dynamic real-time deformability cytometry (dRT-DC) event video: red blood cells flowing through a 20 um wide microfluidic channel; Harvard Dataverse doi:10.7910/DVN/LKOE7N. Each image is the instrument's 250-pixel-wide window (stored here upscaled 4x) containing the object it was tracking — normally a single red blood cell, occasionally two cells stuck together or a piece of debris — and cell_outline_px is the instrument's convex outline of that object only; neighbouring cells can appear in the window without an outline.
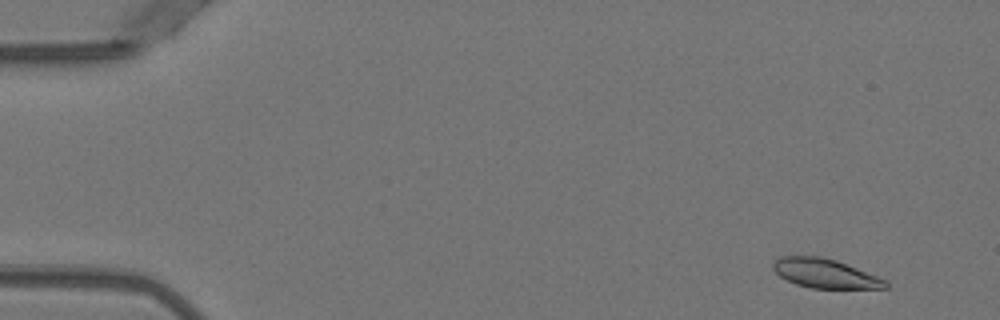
{"species": "Egyptian fruit bat (a non-hibernating species)", "species_latin": "Rousettus aegyptiacus", "temperature_condition": "warm", "stored_images_in_passage": 50, "camera_frame_rate_fps": 3000, "um_per_image_px": 0.085, "animal": {"sex": "female"}, "frame": {"image": 1, "passage_image": 3, "time_ms": 0.667, "image_size_px": [1000, 320], "cell_outline_px": [[888, 288], [812, 288], [796, 284], [780, 276], [772, 268], [772, 264], [780, 256], [820, 256], [836, 260], [888, 280]], "centroid_in_image_um": [70.14, 23.24], "position_along_channel_um": 14.9, "area_um2": 19.02}}
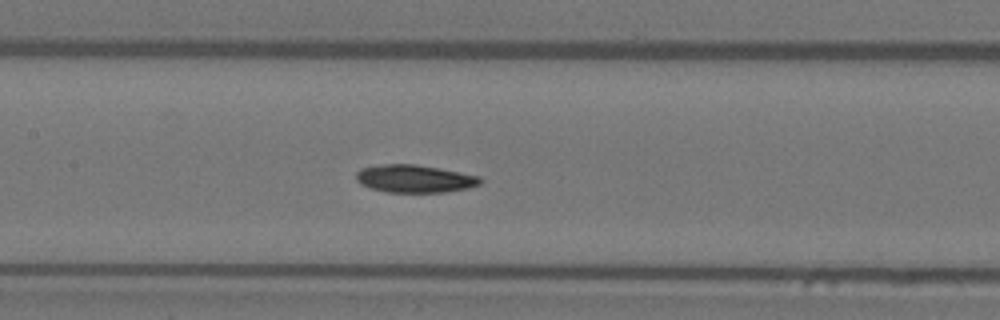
{"frame": {"image": 2, "passage_image": 24, "time_ms": 7.667, "image_size_px": [1000, 320], "cell_outline_px": [[484, 180], [480, 184], [468, 188], [444, 192], [388, 192], [372, 188], [360, 184], [356, 180], [356, 172], [360, 168], [380, 164], [416, 164], [440, 168], [480, 176]], "centroid_in_image_um": [35.25, 15.18], "position_along_channel_um": 172.2, "area_um2": 20.17}}
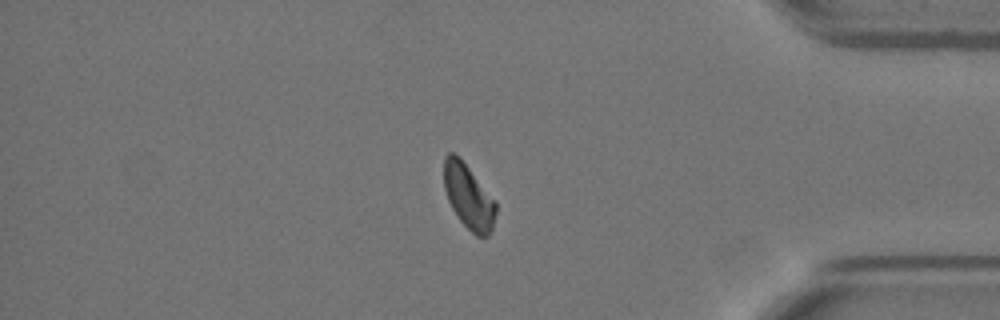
{"frame": {"image": 3, "passage_image": 43, "time_ms": 14.0, "image_size_px": [1000, 320], "cell_outline_px": [[496, 212], [492, 228], [488, 236], [476, 236], [460, 220], [452, 208], [448, 200], [444, 188], [444, 156], [448, 152], [452, 152], [460, 156], [496, 200]], "centroid_in_image_um": [39.83, 16.66], "position_along_channel_um": 395.4, "area_um2": 19.71}}